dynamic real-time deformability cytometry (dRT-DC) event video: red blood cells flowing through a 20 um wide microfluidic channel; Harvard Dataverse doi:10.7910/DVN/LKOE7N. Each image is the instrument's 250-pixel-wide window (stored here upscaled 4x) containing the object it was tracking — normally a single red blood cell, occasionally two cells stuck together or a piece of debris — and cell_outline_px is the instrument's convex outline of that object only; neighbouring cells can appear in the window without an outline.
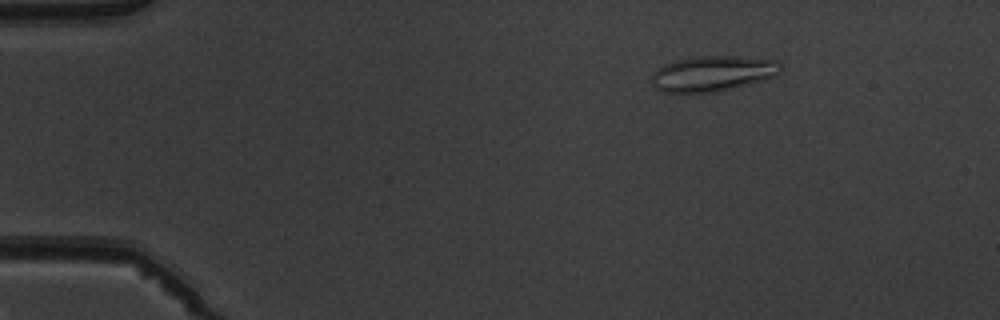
{"species": "common noctule bat (a hibernating species)", "species_latin": "Nyctalus noctula", "temperature_condition": "warm", "stored_images_in_passage": 4, "camera_frame_rate_fps": 3000, "um_per_image_px": 0.085, "animal": {"sex": "male", "body_mass_g": 19.5, "forearm_length_mm": 54.6}, "frame": {"image": 1, "passage_image": 1, "time_ms": 0.0, "image_size_px": [1000, 320], "cell_outline_px": [[780, 72], [776, 76], [764, 80], [712, 92], [664, 92], [656, 88], [652, 84], [652, 72], [656, 68], [664, 64], [676, 60], [696, 56], [736, 56], [776, 60], [780, 64]], "centroid_in_image_um": [60.55, 6.23], "position_along_channel_um": 24.4, "area_um2": 26.47}}
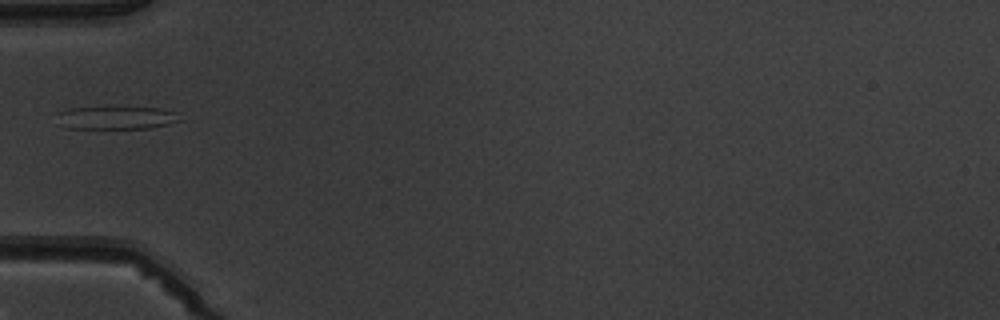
{"frame": {"image": 2, "passage_image": 3, "time_ms": 3.333, "image_size_px": [1000, 320], "cell_outline_px": [[180, 120], [168, 124], [152, 128], [68, 128], [56, 124], [56, 112], [68, 108], [160, 108], [176, 112]], "centroid_in_image_um": [9.79, 10.02], "position_along_channel_um": 75.2, "area_um2": 16.36}}
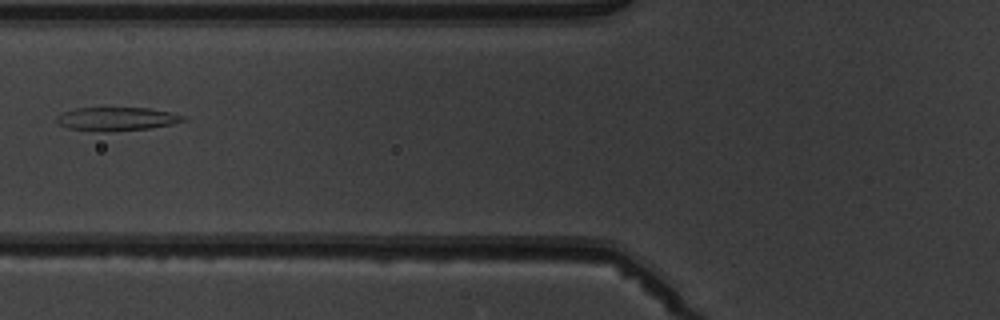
{"frame": {"image": 3, "passage_image": 4, "time_ms": 4.333, "image_size_px": [1000, 320], "cell_outline_px": [[184, 120], [172, 124], [152, 128], [68, 128], [60, 124], [56, 120], [56, 116], [64, 112], [76, 108], [148, 108], [172, 112], [184, 116]], "centroid_in_image_um": [9.98, 10.04], "position_along_channel_um": 115.8, "area_um2": 16.01}}